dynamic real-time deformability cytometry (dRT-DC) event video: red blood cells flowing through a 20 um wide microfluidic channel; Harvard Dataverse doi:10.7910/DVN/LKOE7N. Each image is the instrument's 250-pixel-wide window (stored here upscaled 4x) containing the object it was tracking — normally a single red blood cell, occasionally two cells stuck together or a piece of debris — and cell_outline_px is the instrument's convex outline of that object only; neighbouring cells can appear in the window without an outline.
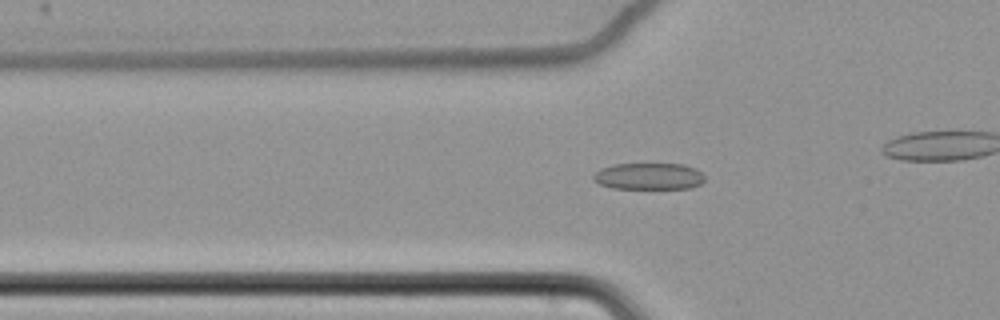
{"species": "common noctule bat (a hibernating species)", "species_latin": "Nyctalus noctula", "temperature_condition": "cold", "stored_images_in_passage": 35, "camera_frame_rate_fps": 3000, "um_per_image_px": 0.085, "animal": {"sex": "female", "body_mass_g": 22.7, "forearm_length_mm": 54.2}, "frame": {"image": 1, "passage_image": 7, "time_ms": 2.0, "image_size_px": [1000, 320], "cell_outline_px": [[704, 180], [700, 184], [692, 188], [612, 188], [600, 184], [592, 180], [592, 176], [600, 168], [612, 164], [684, 164], [696, 168], [704, 176]], "centroid_in_image_um": [55.13, 14.98], "position_along_channel_um": 70.7, "area_um2": 17.34}}
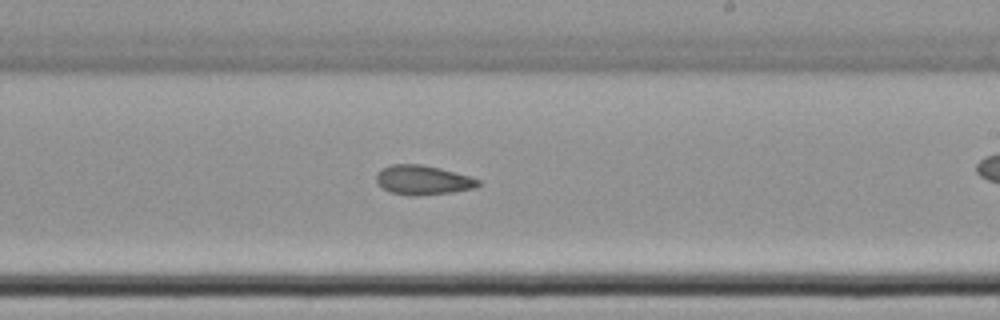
{"frame": {"image": 2, "passage_image": 23, "time_ms": 7.333, "image_size_px": [1000, 320], "cell_outline_px": [[480, 184], [476, 188], [452, 192], [416, 196], [412, 196], [392, 192], [384, 188], [376, 180], [376, 172], [392, 164], [420, 164], [440, 168], [468, 176], [480, 180]], "centroid_in_image_um": [35.96, 15.3], "position_along_channel_um": 253.0, "area_um2": 17.28}}
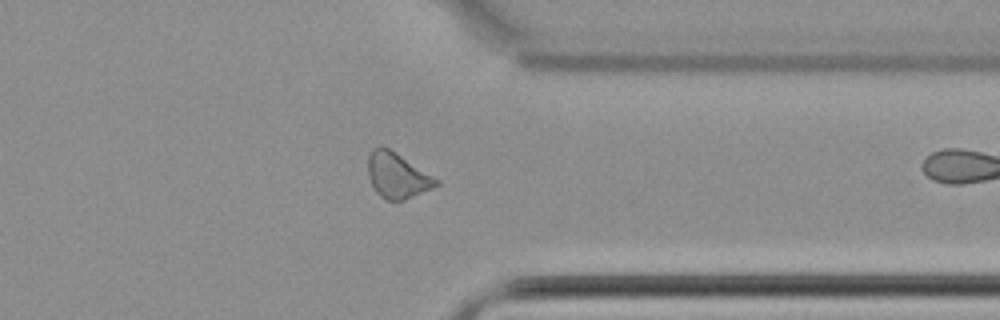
{"frame": {"image": 3, "passage_image": 34, "time_ms": 11.0, "image_size_px": [1000, 320], "cell_outline_px": [[440, 184], [432, 188], [404, 200], [384, 200], [376, 192], [368, 176], [368, 156], [372, 148], [380, 144], [396, 152], [440, 180]], "centroid_in_image_um": [33.75, 14.9], "position_along_channel_um": 377.6, "area_um2": 18.15}}